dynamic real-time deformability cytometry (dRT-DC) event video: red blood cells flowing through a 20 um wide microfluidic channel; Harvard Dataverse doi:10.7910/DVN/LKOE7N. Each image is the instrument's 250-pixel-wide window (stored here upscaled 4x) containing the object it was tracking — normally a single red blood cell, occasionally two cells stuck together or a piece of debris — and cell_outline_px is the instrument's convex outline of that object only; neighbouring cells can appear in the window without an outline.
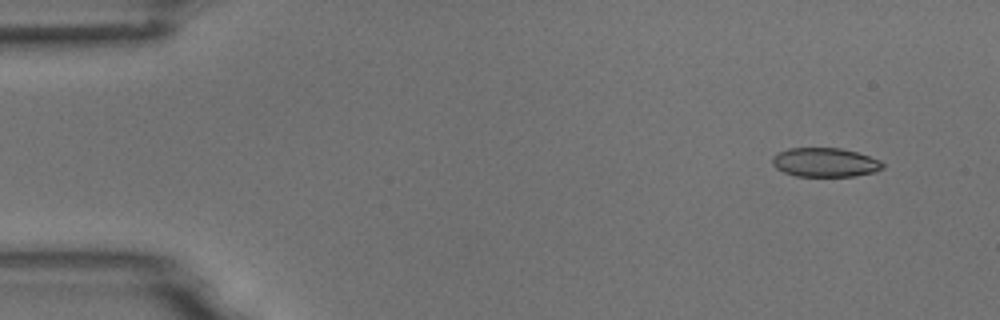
{"species": "common noctule bat (a hibernating species)", "species_latin": "Nyctalus noctula", "temperature_condition": "room temperature", "stored_images_in_passage": 55, "camera_frame_rate_fps": 3000, "um_per_image_px": 0.085, "animal": {"sex": "male", "body_mass_g": 18.8}, "frame": {"image": 1, "passage_image": 5, "time_ms": 1.333, "image_size_px": [1000, 320], "cell_outline_px": [[884, 168], [872, 172], [856, 176], [796, 176], [784, 172], [776, 168], [772, 164], [772, 156], [776, 152], [788, 148], [840, 148], [856, 152], [880, 160], [884, 164]], "centroid_in_image_um": [70.09, 13.8], "position_along_channel_um": 14.9, "area_um2": 18.73}}
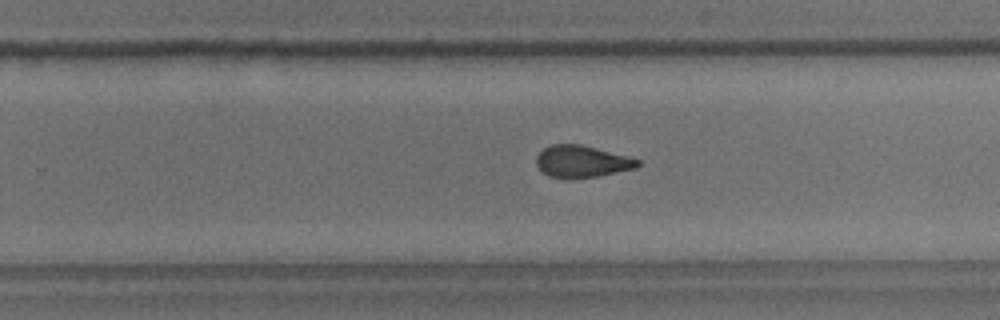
{"frame": {"image": 2, "passage_image": 35, "time_ms": 11.333, "image_size_px": [1000, 320], "cell_outline_px": [[640, 164], [636, 168], [596, 176], [572, 180], [564, 180], [548, 176], [536, 164], [536, 156], [544, 148], [552, 144], [580, 144], [628, 156], [640, 160]], "centroid_in_image_um": [49.43, 13.74], "position_along_channel_um": 280.4, "area_um2": 19.02}}
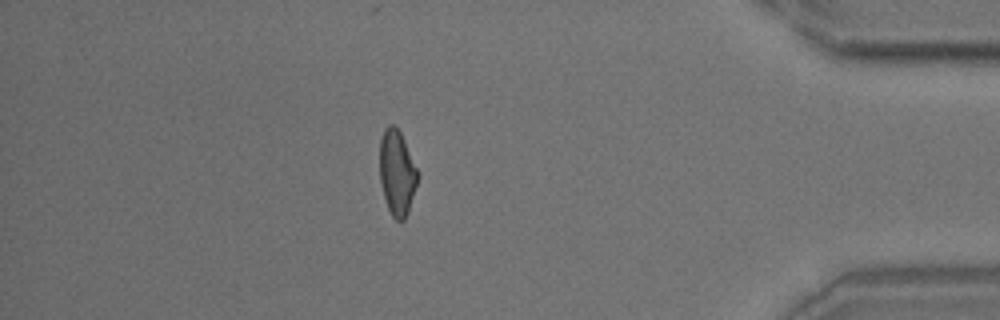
{"frame": {"image": 3, "passage_image": 48, "time_ms": 15.667, "image_size_px": [1000, 320], "cell_outline_px": [[420, 176], [408, 212], [404, 220], [396, 220], [392, 216], [388, 208], [380, 184], [380, 136], [384, 128], [388, 124], [396, 124], [420, 172]], "centroid_in_image_um": [33.76, 14.64], "position_along_channel_um": 401.4, "area_um2": 19.25}, "authors_computed_cell_mechanics": {"area_um2": 19.5942, "velocity_mm_per_s": 3.7079, "shape_relaxation_time_tau1_ms": 9.7249, "shape_relaxation_time_tau2_ms": 1.7295, "deformation_change_tau1": 0.2059, "deformation_change_tau2": 0.0723}}